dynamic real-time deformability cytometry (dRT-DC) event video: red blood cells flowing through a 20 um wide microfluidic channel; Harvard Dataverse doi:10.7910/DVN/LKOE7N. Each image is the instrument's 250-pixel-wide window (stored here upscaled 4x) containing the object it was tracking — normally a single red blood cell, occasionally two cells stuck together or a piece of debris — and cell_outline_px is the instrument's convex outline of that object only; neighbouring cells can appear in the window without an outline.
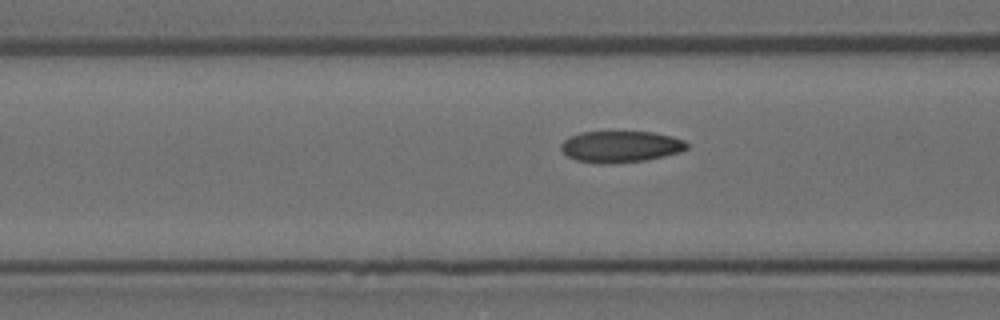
{"species": "Egyptian fruit bat (a non-hibernating species)", "species_latin": "Rousettus aegyptiacus", "temperature_condition": "room temperature", "stored_images_in_passage": 19, "camera_frame_rate_fps": 3000, "um_per_image_px": 0.085, "animal": {"sex": "female"}, "frame": {"image": 1, "passage_image": 16, "time_ms": 5.0, "image_size_px": [1000, 320], "cell_outline_px": [[688, 148], [680, 152], [664, 156], [644, 160], [612, 164], [600, 164], [576, 160], [568, 156], [560, 148], [560, 144], [564, 140], [580, 132], [652, 132], [672, 136], [684, 140], [688, 144]], "centroid_in_image_um": [52.76, 12.47], "position_along_channel_um": 113.8, "area_um2": 23.06}}